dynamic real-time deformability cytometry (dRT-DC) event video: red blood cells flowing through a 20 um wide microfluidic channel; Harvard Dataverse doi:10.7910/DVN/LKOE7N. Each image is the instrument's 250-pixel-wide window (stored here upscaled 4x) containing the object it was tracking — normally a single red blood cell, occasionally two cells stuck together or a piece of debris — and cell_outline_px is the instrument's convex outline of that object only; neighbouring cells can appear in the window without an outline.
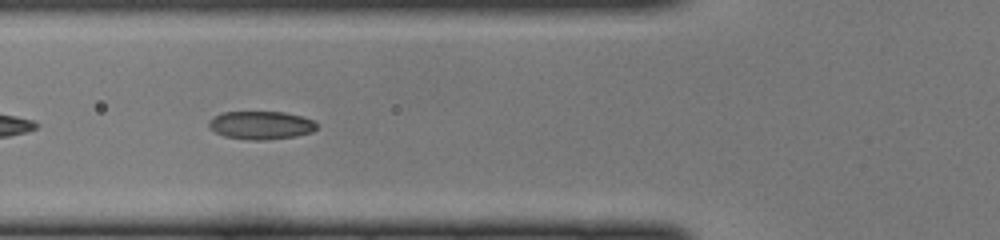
{"species": "common noctule bat (a hibernating species)", "species_latin": "Nyctalus noctula", "temperature_condition": "cold", "stored_images_in_passage": 16, "camera_frame_rate_fps": 3000, "um_per_image_px": 0.085, "animal": {"sex": "female", "body_mass_g": 22.0, "forearm_length_mm": 56.7}, "frame": {"image": 1, "passage_image": 12, "time_ms": 3.667, "image_size_px": [1000, 240], "cell_outline_px": [[316, 128], [312, 132], [296, 136], [264, 140], [248, 140], [224, 136], [208, 128], [208, 120], [220, 112], [284, 112], [300, 116], [312, 120], [316, 124]], "centroid_in_image_um": [22.13, 10.64], "position_along_channel_um": 103.7, "area_um2": 17.74}}